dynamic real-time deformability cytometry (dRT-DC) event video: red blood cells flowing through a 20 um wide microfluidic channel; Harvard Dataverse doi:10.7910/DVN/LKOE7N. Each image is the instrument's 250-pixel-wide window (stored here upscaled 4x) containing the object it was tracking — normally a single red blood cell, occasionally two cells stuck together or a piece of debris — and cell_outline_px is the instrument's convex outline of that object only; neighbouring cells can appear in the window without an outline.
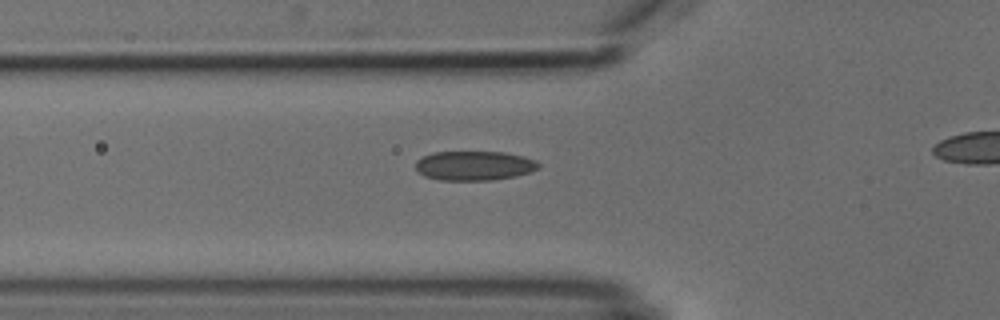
{"species": "common noctule bat (a hibernating species)", "species_latin": "Nyctalus noctula", "temperature_condition": "cold", "stored_images_in_passage": 5, "segment_of_instrument_passage": [1, 2], "camera_frame_rate_fps": 3000, "um_per_image_px": 0.085, "animal": {"sex": "male", "body_mass_g": 18.8}, "frame": {"image": 1, "passage_image": 4, "time_ms": 4.333, "image_size_px": [1000, 320], "cell_outline_px": [[540, 168], [532, 172], [516, 176], [488, 180], [440, 180], [424, 176], [416, 168], [416, 160], [432, 152], [504, 152], [524, 156], [536, 160], [540, 164]], "centroid_in_image_um": [40.35, 14.08], "position_along_channel_um": 85.4, "area_um2": 21.15}}